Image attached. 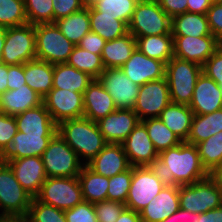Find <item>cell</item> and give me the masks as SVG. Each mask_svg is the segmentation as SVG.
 I'll return each mask as SVG.
<instances>
[{
    "label": "cell",
    "instance_id": "1",
    "mask_svg": "<svg viewBox=\"0 0 222 222\" xmlns=\"http://www.w3.org/2000/svg\"><path fill=\"white\" fill-rule=\"evenodd\" d=\"M157 168L167 184L190 185L209 176L196 145L182 142L158 154Z\"/></svg>",
    "mask_w": 222,
    "mask_h": 222
},
{
    "label": "cell",
    "instance_id": "2",
    "mask_svg": "<svg viewBox=\"0 0 222 222\" xmlns=\"http://www.w3.org/2000/svg\"><path fill=\"white\" fill-rule=\"evenodd\" d=\"M58 134L77 153L80 161L89 163L106 145L96 122L86 117L67 119L58 124ZM82 159H81V158Z\"/></svg>",
    "mask_w": 222,
    "mask_h": 222
},
{
    "label": "cell",
    "instance_id": "3",
    "mask_svg": "<svg viewBox=\"0 0 222 222\" xmlns=\"http://www.w3.org/2000/svg\"><path fill=\"white\" fill-rule=\"evenodd\" d=\"M202 72L201 65L172 57L165 66V78L169 85L171 102L189 105Z\"/></svg>",
    "mask_w": 222,
    "mask_h": 222
},
{
    "label": "cell",
    "instance_id": "4",
    "mask_svg": "<svg viewBox=\"0 0 222 222\" xmlns=\"http://www.w3.org/2000/svg\"><path fill=\"white\" fill-rule=\"evenodd\" d=\"M167 184L157 166L132 167V182L126 200V208L140 212Z\"/></svg>",
    "mask_w": 222,
    "mask_h": 222
},
{
    "label": "cell",
    "instance_id": "5",
    "mask_svg": "<svg viewBox=\"0 0 222 222\" xmlns=\"http://www.w3.org/2000/svg\"><path fill=\"white\" fill-rule=\"evenodd\" d=\"M128 32L135 38L171 34V17L156 0H140L128 24Z\"/></svg>",
    "mask_w": 222,
    "mask_h": 222
},
{
    "label": "cell",
    "instance_id": "6",
    "mask_svg": "<svg viewBox=\"0 0 222 222\" xmlns=\"http://www.w3.org/2000/svg\"><path fill=\"white\" fill-rule=\"evenodd\" d=\"M36 58L55 64L66 63L75 45L60 31L56 23L35 25Z\"/></svg>",
    "mask_w": 222,
    "mask_h": 222
},
{
    "label": "cell",
    "instance_id": "7",
    "mask_svg": "<svg viewBox=\"0 0 222 222\" xmlns=\"http://www.w3.org/2000/svg\"><path fill=\"white\" fill-rule=\"evenodd\" d=\"M47 177H78L84 163L58 132L42 155Z\"/></svg>",
    "mask_w": 222,
    "mask_h": 222
},
{
    "label": "cell",
    "instance_id": "8",
    "mask_svg": "<svg viewBox=\"0 0 222 222\" xmlns=\"http://www.w3.org/2000/svg\"><path fill=\"white\" fill-rule=\"evenodd\" d=\"M35 198L63 211L84 201L78 177H47Z\"/></svg>",
    "mask_w": 222,
    "mask_h": 222
},
{
    "label": "cell",
    "instance_id": "9",
    "mask_svg": "<svg viewBox=\"0 0 222 222\" xmlns=\"http://www.w3.org/2000/svg\"><path fill=\"white\" fill-rule=\"evenodd\" d=\"M179 204L192 213H205L222 205V193L209 175L201 181L179 186Z\"/></svg>",
    "mask_w": 222,
    "mask_h": 222
},
{
    "label": "cell",
    "instance_id": "10",
    "mask_svg": "<svg viewBox=\"0 0 222 222\" xmlns=\"http://www.w3.org/2000/svg\"><path fill=\"white\" fill-rule=\"evenodd\" d=\"M33 59H36L35 25L27 23L6 28L2 63L19 65Z\"/></svg>",
    "mask_w": 222,
    "mask_h": 222
},
{
    "label": "cell",
    "instance_id": "11",
    "mask_svg": "<svg viewBox=\"0 0 222 222\" xmlns=\"http://www.w3.org/2000/svg\"><path fill=\"white\" fill-rule=\"evenodd\" d=\"M32 199L18 182L10 166L0 160V218L28 213Z\"/></svg>",
    "mask_w": 222,
    "mask_h": 222
},
{
    "label": "cell",
    "instance_id": "12",
    "mask_svg": "<svg viewBox=\"0 0 222 222\" xmlns=\"http://www.w3.org/2000/svg\"><path fill=\"white\" fill-rule=\"evenodd\" d=\"M171 103L169 85L166 78L150 81L140 86L133 108L140 121L157 118L161 111Z\"/></svg>",
    "mask_w": 222,
    "mask_h": 222
},
{
    "label": "cell",
    "instance_id": "13",
    "mask_svg": "<svg viewBox=\"0 0 222 222\" xmlns=\"http://www.w3.org/2000/svg\"><path fill=\"white\" fill-rule=\"evenodd\" d=\"M97 79L112 97L117 109L133 110L140 86L128 78L121 68L105 69Z\"/></svg>",
    "mask_w": 222,
    "mask_h": 222
},
{
    "label": "cell",
    "instance_id": "14",
    "mask_svg": "<svg viewBox=\"0 0 222 222\" xmlns=\"http://www.w3.org/2000/svg\"><path fill=\"white\" fill-rule=\"evenodd\" d=\"M43 103L53 121L58 125L61 121L83 117V94L70 90L52 88L43 98Z\"/></svg>",
    "mask_w": 222,
    "mask_h": 222
},
{
    "label": "cell",
    "instance_id": "15",
    "mask_svg": "<svg viewBox=\"0 0 222 222\" xmlns=\"http://www.w3.org/2000/svg\"><path fill=\"white\" fill-rule=\"evenodd\" d=\"M121 145L132 167L157 165L158 152L155 150L147 129L141 121Z\"/></svg>",
    "mask_w": 222,
    "mask_h": 222
},
{
    "label": "cell",
    "instance_id": "16",
    "mask_svg": "<svg viewBox=\"0 0 222 222\" xmlns=\"http://www.w3.org/2000/svg\"><path fill=\"white\" fill-rule=\"evenodd\" d=\"M220 46L214 36H173L174 56L201 66Z\"/></svg>",
    "mask_w": 222,
    "mask_h": 222
},
{
    "label": "cell",
    "instance_id": "17",
    "mask_svg": "<svg viewBox=\"0 0 222 222\" xmlns=\"http://www.w3.org/2000/svg\"><path fill=\"white\" fill-rule=\"evenodd\" d=\"M21 186L35 198L47 179L42 157H24L6 162Z\"/></svg>",
    "mask_w": 222,
    "mask_h": 222
},
{
    "label": "cell",
    "instance_id": "18",
    "mask_svg": "<svg viewBox=\"0 0 222 222\" xmlns=\"http://www.w3.org/2000/svg\"><path fill=\"white\" fill-rule=\"evenodd\" d=\"M165 66L164 62L147 57L136 47L121 70L134 83L141 86L165 78Z\"/></svg>",
    "mask_w": 222,
    "mask_h": 222
},
{
    "label": "cell",
    "instance_id": "19",
    "mask_svg": "<svg viewBox=\"0 0 222 222\" xmlns=\"http://www.w3.org/2000/svg\"><path fill=\"white\" fill-rule=\"evenodd\" d=\"M139 122L133 110L116 109L96 124L107 143L121 144Z\"/></svg>",
    "mask_w": 222,
    "mask_h": 222
},
{
    "label": "cell",
    "instance_id": "20",
    "mask_svg": "<svg viewBox=\"0 0 222 222\" xmlns=\"http://www.w3.org/2000/svg\"><path fill=\"white\" fill-rule=\"evenodd\" d=\"M86 166L98 175L111 178L132 166L121 144L107 145Z\"/></svg>",
    "mask_w": 222,
    "mask_h": 222
},
{
    "label": "cell",
    "instance_id": "21",
    "mask_svg": "<svg viewBox=\"0 0 222 222\" xmlns=\"http://www.w3.org/2000/svg\"><path fill=\"white\" fill-rule=\"evenodd\" d=\"M190 109L194 114L205 115L222 109L220 86L205 73H201L193 92Z\"/></svg>",
    "mask_w": 222,
    "mask_h": 222
},
{
    "label": "cell",
    "instance_id": "22",
    "mask_svg": "<svg viewBox=\"0 0 222 222\" xmlns=\"http://www.w3.org/2000/svg\"><path fill=\"white\" fill-rule=\"evenodd\" d=\"M180 208L179 186L166 184L139 214L142 222H161Z\"/></svg>",
    "mask_w": 222,
    "mask_h": 222
},
{
    "label": "cell",
    "instance_id": "23",
    "mask_svg": "<svg viewBox=\"0 0 222 222\" xmlns=\"http://www.w3.org/2000/svg\"><path fill=\"white\" fill-rule=\"evenodd\" d=\"M83 100V116L93 122H97L117 109L114 100L98 79H94L86 88Z\"/></svg>",
    "mask_w": 222,
    "mask_h": 222
},
{
    "label": "cell",
    "instance_id": "24",
    "mask_svg": "<svg viewBox=\"0 0 222 222\" xmlns=\"http://www.w3.org/2000/svg\"><path fill=\"white\" fill-rule=\"evenodd\" d=\"M15 120L18 131L28 135H55L58 131L44 103L15 116Z\"/></svg>",
    "mask_w": 222,
    "mask_h": 222
},
{
    "label": "cell",
    "instance_id": "25",
    "mask_svg": "<svg viewBox=\"0 0 222 222\" xmlns=\"http://www.w3.org/2000/svg\"><path fill=\"white\" fill-rule=\"evenodd\" d=\"M54 135H28L18 131L13 137L12 143L6 152L1 156L2 162L24 157L39 156L48 147L50 140Z\"/></svg>",
    "mask_w": 222,
    "mask_h": 222
},
{
    "label": "cell",
    "instance_id": "26",
    "mask_svg": "<svg viewBox=\"0 0 222 222\" xmlns=\"http://www.w3.org/2000/svg\"><path fill=\"white\" fill-rule=\"evenodd\" d=\"M43 103V98L27 84L0 95V111L15 117Z\"/></svg>",
    "mask_w": 222,
    "mask_h": 222
},
{
    "label": "cell",
    "instance_id": "27",
    "mask_svg": "<svg viewBox=\"0 0 222 222\" xmlns=\"http://www.w3.org/2000/svg\"><path fill=\"white\" fill-rule=\"evenodd\" d=\"M193 111L189 105L171 102L162 111L159 119L182 141L186 142L190 129Z\"/></svg>",
    "mask_w": 222,
    "mask_h": 222
},
{
    "label": "cell",
    "instance_id": "28",
    "mask_svg": "<svg viewBox=\"0 0 222 222\" xmlns=\"http://www.w3.org/2000/svg\"><path fill=\"white\" fill-rule=\"evenodd\" d=\"M136 48L135 37L128 32L122 37L106 41L101 57L105 69L121 68Z\"/></svg>",
    "mask_w": 222,
    "mask_h": 222
},
{
    "label": "cell",
    "instance_id": "29",
    "mask_svg": "<svg viewBox=\"0 0 222 222\" xmlns=\"http://www.w3.org/2000/svg\"><path fill=\"white\" fill-rule=\"evenodd\" d=\"M26 84L44 98L53 87V65L39 59L24 64Z\"/></svg>",
    "mask_w": 222,
    "mask_h": 222
},
{
    "label": "cell",
    "instance_id": "30",
    "mask_svg": "<svg viewBox=\"0 0 222 222\" xmlns=\"http://www.w3.org/2000/svg\"><path fill=\"white\" fill-rule=\"evenodd\" d=\"M94 80L89 74L79 71L67 63L53 65V87L84 93Z\"/></svg>",
    "mask_w": 222,
    "mask_h": 222
},
{
    "label": "cell",
    "instance_id": "31",
    "mask_svg": "<svg viewBox=\"0 0 222 222\" xmlns=\"http://www.w3.org/2000/svg\"><path fill=\"white\" fill-rule=\"evenodd\" d=\"M172 36H213L206 14L185 12L171 18Z\"/></svg>",
    "mask_w": 222,
    "mask_h": 222
},
{
    "label": "cell",
    "instance_id": "32",
    "mask_svg": "<svg viewBox=\"0 0 222 222\" xmlns=\"http://www.w3.org/2000/svg\"><path fill=\"white\" fill-rule=\"evenodd\" d=\"M222 131V109L213 113L194 114L186 143L196 145Z\"/></svg>",
    "mask_w": 222,
    "mask_h": 222
},
{
    "label": "cell",
    "instance_id": "33",
    "mask_svg": "<svg viewBox=\"0 0 222 222\" xmlns=\"http://www.w3.org/2000/svg\"><path fill=\"white\" fill-rule=\"evenodd\" d=\"M136 47L147 57L165 64L174 57L172 34L136 37Z\"/></svg>",
    "mask_w": 222,
    "mask_h": 222
},
{
    "label": "cell",
    "instance_id": "34",
    "mask_svg": "<svg viewBox=\"0 0 222 222\" xmlns=\"http://www.w3.org/2000/svg\"><path fill=\"white\" fill-rule=\"evenodd\" d=\"M90 29L105 41L114 40L128 33V25L114 16L102 15L93 6H89Z\"/></svg>",
    "mask_w": 222,
    "mask_h": 222
},
{
    "label": "cell",
    "instance_id": "35",
    "mask_svg": "<svg viewBox=\"0 0 222 222\" xmlns=\"http://www.w3.org/2000/svg\"><path fill=\"white\" fill-rule=\"evenodd\" d=\"M78 179L84 201L95 204L107 200L109 178L96 174L84 165Z\"/></svg>",
    "mask_w": 222,
    "mask_h": 222
},
{
    "label": "cell",
    "instance_id": "36",
    "mask_svg": "<svg viewBox=\"0 0 222 222\" xmlns=\"http://www.w3.org/2000/svg\"><path fill=\"white\" fill-rule=\"evenodd\" d=\"M61 33L74 45H78L84 35L91 31L89 7L55 21Z\"/></svg>",
    "mask_w": 222,
    "mask_h": 222
},
{
    "label": "cell",
    "instance_id": "37",
    "mask_svg": "<svg viewBox=\"0 0 222 222\" xmlns=\"http://www.w3.org/2000/svg\"><path fill=\"white\" fill-rule=\"evenodd\" d=\"M148 132L155 150L158 154L164 150L174 147L182 141L174 134L160 119L149 118L141 121Z\"/></svg>",
    "mask_w": 222,
    "mask_h": 222
},
{
    "label": "cell",
    "instance_id": "38",
    "mask_svg": "<svg viewBox=\"0 0 222 222\" xmlns=\"http://www.w3.org/2000/svg\"><path fill=\"white\" fill-rule=\"evenodd\" d=\"M66 63L94 79H97L105 70L101 55L87 51L78 45H75Z\"/></svg>",
    "mask_w": 222,
    "mask_h": 222
},
{
    "label": "cell",
    "instance_id": "39",
    "mask_svg": "<svg viewBox=\"0 0 222 222\" xmlns=\"http://www.w3.org/2000/svg\"><path fill=\"white\" fill-rule=\"evenodd\" d=\"M202 166L208 173L222 163V131L196 144Z\"/></svg>",
    "mask_w": 222,
    "mask_h": 222
},
{
    "label": "cell",
    "instance_id": "40",
    "mask_svg": "<svg viewBox=\"0 0 222 222\" xmlns=\"http://www.w3.org/2000/svg\"><path fill=\"white\" fill-rule=\"evenodd\" d=\"M140 0H99L92 6L102 15L114 16L115 19L129 24L134 9Z\"/></svg>",
    "mask_w": 222,
    "mask_h": 222
},
{
    "label": "cell",
    "instance_id": "41",
    "mask_svg": "<svg viewBox=\"0 0 222 222\" xmlns=\"http://www.w3.org/2000/svg\"><path fill=\"white\" fill-rule=\"evenodd\" d=\"M27 23L24 0H0V26L11 28Z\"/></svg>",
    "mask_w": 222,
    "mask_h": 222
},
{
    "label": "cell",
    "instance_id": "42",
    "mask_svg": "<svg viewBox=\"0 0 222 222\" xmlns=\"http://www.w3.org/2000/svg\"><path fill=\"white\" fill-rule=\"evenodd\" d=\"M29 24L53 23L52 0H24Z\"/></svg>",
    "mask_w": 222,
    "mask_h": 222
},
{
    "label": "cell",
    "instance_id": "43",
    "mask_svg": "<svg viewBox=\"0 0 222 222\" xmlns=\"http://www.w3.org/2000/svg\"><path fill=\"white\" fill-rule=\"evenodd\" d=\"M132 182V167L123 173L109 178L107 200L126 203Z\"/></svg>",
    "mask_w": 222,
    "mask_h": 222
},
{
    "label": "cell",
    "instance_id": "44",
    "mask_svg": "<svg viewBox=\"0 0 222 222\" xmlns=\"http://www.w3.org/2000/svg\"><path fill=\"white\" fill-rule=\"evenodd\" d=\"M35 222H67L63 210L33 198L28 211Z\"/></svg>",
    "mask_w": 222,
    "mask_h": 222
},
{
    "label": "cell",
    "instance_id": "45",
    "mask_svg": "<svg viewBox=\"0 0 222 222\" xmlns=\"http://www.w3.org/2000/svg\"><path fill=\"white\" fill-rule=\"evenodd\" d=\"M93 205L98 222H116L126 208L124 203L113 200L101 201Z\"/></svg>",
    "mask_w": 222,
    "mask_h": 222
},
{
    "label": "cell",
    "instance_id": "46",
    "mask_svg": "<svg viewBox=\"0 0 222 222\" xmlns=\"http://www.w3.org/2000/svg\"><path fill=\"white\" fill-rule=\"evenodd\" d=\"M17 132L18 128L15 117L0 111V157L9 148Z\"/></svg>",
    "mask_w": 222,
    "mask_h": 222
},
{
    "label": "cell",
    "instance_id": "47",
    "mask_svg": "<svg viewBox=\"0 0 222 222\" xmlns=\"http://www.w3.org/2000/svg\"><path fill=\"white\" fill-rule=\"evenodd\" d=\"M67 222H98L94 205L87 201L77 204L75 207L64 211Z\"/></svg>",
    "mask_w": 222,
    "mask_h": 222
},
{
    "label": "cell",
    "instance_id": "48",
    "mask_svg": "<svg viewBox=\"0 0 222 222\" xmlns=\"http://www.w3.org/2000/svg\"><path fill=\"white\" fill-rule=\"evenodd\" d=\"M53 23L86 7L83 0H52Z\"/></svg>",
    "mask_w": 222,
    "mask_h": 222
},
{
    "label": "cell",
    "instance_id": "49",
    "mask_svg": "<svg viewBox=\"0 0 222 222\" xmlns=\"http://www.w3.org/2000/svg\"><path fill=\"white\" fill-rule=\"evenodd\" d=\"M206 17L212 35L222 44V1H213Z\"/></svg>",
    "mask_w": 222,
    "mask_h": 222
},
{
    "label": "cell",
    "instance_id": "50",
    "mask_svg": "<svg viewBox=\"0 0 222 222\" xmlns=\"http://www.w3.org/2000/svg\"><path fill=\"white\" fill-rule=\"evenodd\" d=\"M203 73L213 80H222V44L202 66Z\"/></svg>",
    "mask_w": 222,
    "mask_h": 222
},
{
    "label": "cell",
    "instance_id": "51",
    "mask_svg": "<svg viewBox=\"0 0 222 222\" xmlns=\"http://www.w3.org/2000/svg\"><path fill=\"white\" fill-rule=\"evenodd\" d=\"M105 43L106 41L100 35L90 31L82 37L78 46L92 53L101 55Z\"/></svg>",
    "mask_w": 222,
    "mask_h": 222
},
{
    "label": "cell",
    "instance_id": "52",
    "mask_svg": "<svg viewBox=\"0 0 222 222\" xmlns=\"http://www.w3.org/2000/svg\"><path fill=\"white\" fill-rule=\"evenodd\" d=\"M7 90L18 89L25 85L24 64L8 65Z\"/></svg>",
    "mask_w": 222,
    "mask_h": 222
},
{
    "label": "cell",
    "instance_id": "53",
    "mask_svg": "<svg viewBox=\"0 0 222 222\" xmlns=\"http://www.w3.org/2000/svg\"><path fill=\"white\" fill-rule=\"evenodd\" d=\"M160 7L171 18L187 12L188 0H156Z\"/></svg>",
    "mask_w": 222,
    "mask_h": 222
},
{
    "label": "cell",
    "instance_id": "54",
    "mask_svg": "<svg viewBox=\"0 0 222 222\" xmlns=\"http://www.w3.org/2000/svg\"><path fill=\"white\" fill-rule=\"evenodd\" d=\"M192 222H222V205L205 213H193Z\"/></svg>",
    "mask_w": 222,
    "mask_h": 222
},
{
    "label": "cell",
    "instance_id": "55",
    "mask_svg": "<svg viewBox=\"0 0 222 222\" xmlns=\"http://www.w3.org/2000/svg\"><path fill=\"white\" fill-rule=\"evenodd\" d=\"M213 0H188L187 12L196 14H206L211 7Z\"/></svg>",
    "mask_w": 222,
    "mask_h": 222
},
{
    "label": "cell",
    "instance_id": "56",
    "mask_svg": "<svg viewBox=\"0 0 222 222\" xmlns=\"http://www.w3.org/2000/svg\"><path fill=\"white\" fill-rule=\"evenodd\" d=\"M192 220H193L192 212L179 208L178 211H176L174 214H172L167 219L161 222H192Z\"/></svg>",
    "mask_w": 222,
    "mask_h": 222
},
{
    "label": "cell",
    "instance_id": "57",
    "mask_svg": "<svg viewBox=\"0 0 222 222\" xmlns=\"http://www.w3.org/2000/svg\"><path fill=\"white\" fill-rule=\"evenodd\" d=\"M116 222H142V219L138 212L125 208Z\"/></svg>",
    "mask_w": 222,
    "mask_h": 222
},
{
    "label": "cell",
    "instance_id": "58",
    "mask_svg": "<svg viewBox=\"0 0 222 222\" xmlns=\"http://www.w3.org/2000/svg\"><path fill=\"white\" fill-rule=\"evenodd\" d=\"M8 65L0 63V94L7 91Z\"/></svg>",
    "mask_w": 222,
    "mask_h": 222
},
{
    "label": "cell",
    "instance_id": "59",
    "mask_svg": "<svg viewBox=\"0 0 222 222\" xmlns=\"http://www.w3.org/2000/svg\"><path fill=\"white\" fill-rule=\"evenodd\" d=\"M0 222H35V221L29 215V213H26V214H19V215L6 217L2 219Z\"/></svg>",
    "mask_w": 222,
    "mask_h": 222
},
{
    "label": "cell",
    "instance_id": "60",
    "mask_svg": "<svg viewBox=\"0 0 222 222\" xmlns=\"http://www.w3.org/2000/svg\"><path fill=\"white\" fill-rule=\"evenodd\" d=\"M222 193V163L209 173Z\"/></svg>",
    "mask_w": 222,
    "mask_h": 222
},
{
    "label": "cell",
    "instance_id": "61",
    "mask_svg": "<svg viewBox=\"0 0 222 222\" xmlns=\"http://www.w3.org/2000/svg\"><path fill=\"white\" fill-rule=\"evenodd\" d=\"M6 28L0 26V63H2V52L5 43Z\"/></svg>",
    "mask_w": 222,
    "mask_h": 222
},
{
    "label": "cell",
    "instance_id": "62",
    "mask_svg": "<svg viewBox=\"0 0 222 222\" xmlns=\"http://www.w3.org/2000/svg\"><path fill=\"white\" fill-rule=\"evenodd\" d=\"M99 0H83V3L86 7L92 6L94 3H96Z\"/></svg>",
    "mask_w": 222,
    "mask_h": 222
},
{
    "label": "cell",
    "instance_id": "63",
    "mask_svg": "<svg viewBox=\"0 0 222 222\" xmlns=\"http://www.w3.org/2000/svg\"><path fill=\"white\" fill-rule=\"evenodd\" d=\"M219 86H220V89L222 91V80H214Z\"/></svg>",
    "mask_w": 222,
    "mask_h": 222
}]
</instances>
